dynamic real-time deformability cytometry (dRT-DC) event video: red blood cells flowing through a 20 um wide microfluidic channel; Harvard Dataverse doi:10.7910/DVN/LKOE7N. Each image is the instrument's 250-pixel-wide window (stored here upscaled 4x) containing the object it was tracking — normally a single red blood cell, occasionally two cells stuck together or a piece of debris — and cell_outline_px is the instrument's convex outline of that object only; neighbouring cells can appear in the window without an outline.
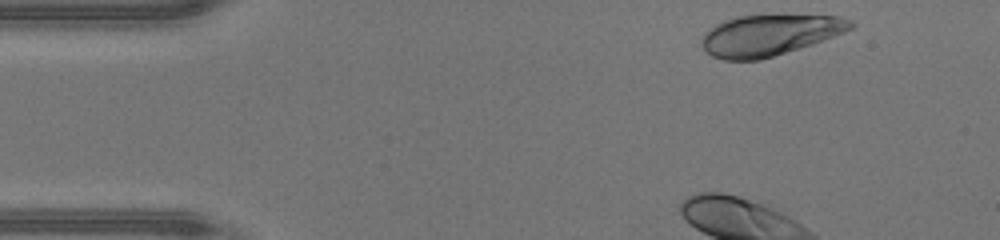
{"species": "human", "species_latin": "Homo sapiens", "temperature_condition": "warm", "stored_images_in_passage": 34, "camera_frame_rate_fps": 3000, "um_per_image_px": 0.085, "donor": {"sex": "male"}, "frame": {"image": 1, "passage_image": 1, "time_ms": 0.0, "image_size_px": [1000, 240], "cell_outline_px": [[856, 24], [852, 28], [844, 32], [812, 44], [760, 60], [724, 60], [712, 56], [700, 44], [700, 40], [704, 32], [716, 24], [724, 20], [736, 16], [840, 16], [852, 20]], "centroid_in_image_um": [65.37, 2.99], "position_along_channel_um": 19.6, "area_um2": 35.26}}